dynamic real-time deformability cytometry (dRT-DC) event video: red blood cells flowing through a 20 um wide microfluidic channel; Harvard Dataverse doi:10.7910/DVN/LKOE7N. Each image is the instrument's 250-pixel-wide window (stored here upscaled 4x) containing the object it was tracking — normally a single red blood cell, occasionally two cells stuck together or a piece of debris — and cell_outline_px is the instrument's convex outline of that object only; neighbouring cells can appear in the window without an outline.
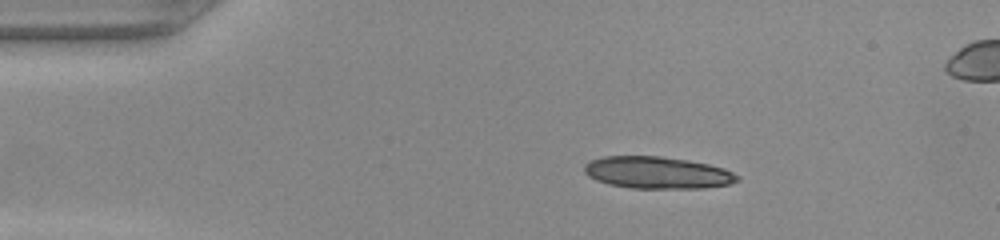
{"species": "common noctule bat (a hibernating species)", "species_latin": "Nyctalus noctula", "temperature_condition": "warm", "stored_images_in_passage": 48, "camera_frame_rate_fps": 3000, "um_per_image_px": 0.085, "animal": {"sex": "female", "body_mass_g": 22.0, "forearm_length_mm": 56.7}, "frame": {"image": 1, "passage_image": 8, "time_ms": 2.333, "image_size_px": [1000, 240], "cell_outline_px": [[740, 180], [728, 184], [704, 188], [632, 188], [608, 184], [596, 180], [588, 176], [584, 172], [584, 164], [592, 160], [604, 156], [660, 156], [688, 160], [708, 164], [724, 168], [740, 176]], "centroid_in_image_um": [55.87, 14.67], "position_along_channel_um": 29.1, "area_um2": 28.55}}